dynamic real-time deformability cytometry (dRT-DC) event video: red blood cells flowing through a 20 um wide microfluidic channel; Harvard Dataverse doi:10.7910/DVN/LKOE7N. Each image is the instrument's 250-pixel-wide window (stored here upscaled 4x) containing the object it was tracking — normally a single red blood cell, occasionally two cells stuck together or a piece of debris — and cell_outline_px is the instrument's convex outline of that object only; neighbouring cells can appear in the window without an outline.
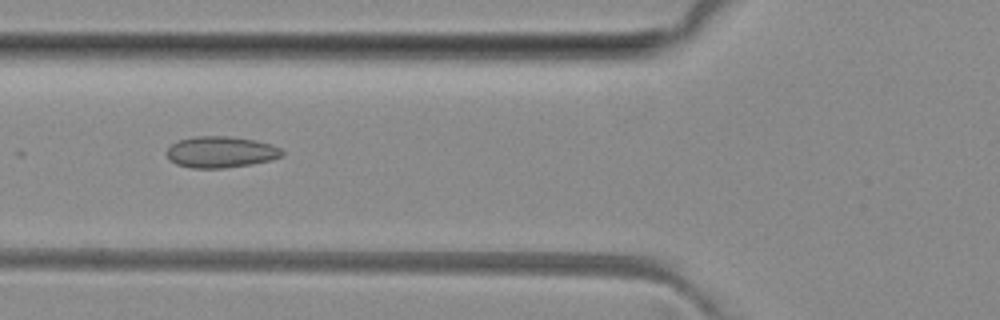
{"species": "common noctule bat (a hibernating species)", "species_latin": "Nyctalus noctula", "temperature_condition": "room temperature", "stored_images_in_passage": 4, "camera_frame_rate_fps": 3000, "um_per_image_px": 0.085, "animal": {"sex": "female", "body_mass_g": 29.2, "forearm_length_mm": 56.3}, "frame": {"image": 1, "passage_image": 4, "time_ms": 4.333, "image_size_px": [1000, 320], "cell_outline_px": [[284, 156], [272, 160], [252, 164], [224, 168], [192, 168], [176, 164], [168, 160], [164, 152], [172, 144], [180, 140], [192, 136], [228, 136], [256, 140], [280, 148], [284, 152]], "centroid_in_image_um": [18.74, 12.93], "position_along_channel_um": 107.1, "area_um2": 21.27}}